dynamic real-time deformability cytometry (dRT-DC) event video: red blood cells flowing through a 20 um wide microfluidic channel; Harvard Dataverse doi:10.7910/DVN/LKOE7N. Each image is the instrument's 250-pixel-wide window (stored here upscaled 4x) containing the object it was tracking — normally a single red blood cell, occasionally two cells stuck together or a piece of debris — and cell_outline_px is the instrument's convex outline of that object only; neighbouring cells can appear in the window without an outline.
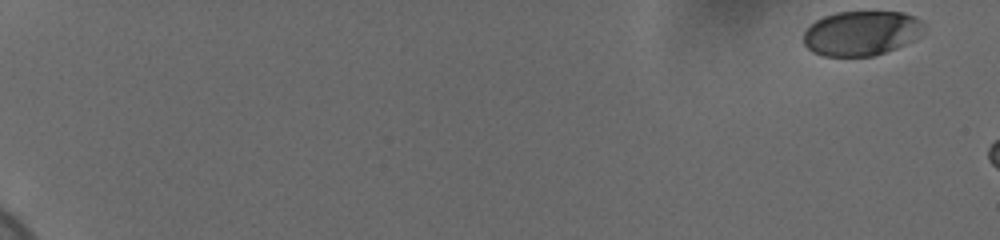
{"species": "human", "species_latin": "Homo sapiens", "temperature_condition": "cold", "stored_images_in_passage": 9, "camera_frame_rate_fps": 3000, "um_per_image_px": 0.085, "donor": {"sex": "female"}, "frame": {"image": 1, "passage_image": 1, "time_ms": 0.0, "image_size_px": [1000, 240], "cell_outline_px": [[924, 28], [912, 40], [896, 48], [872, 56], [824, 56], [812, 52], [804, 44], [804, 32], [816, 20], [824, 16], [836, 12], [904, 12], [916, 16], [924, 24]], "centroid_in_image_um": [73.2, 2.81], "position_along_channel_um": 11.8, "area_um2": 31.15}}